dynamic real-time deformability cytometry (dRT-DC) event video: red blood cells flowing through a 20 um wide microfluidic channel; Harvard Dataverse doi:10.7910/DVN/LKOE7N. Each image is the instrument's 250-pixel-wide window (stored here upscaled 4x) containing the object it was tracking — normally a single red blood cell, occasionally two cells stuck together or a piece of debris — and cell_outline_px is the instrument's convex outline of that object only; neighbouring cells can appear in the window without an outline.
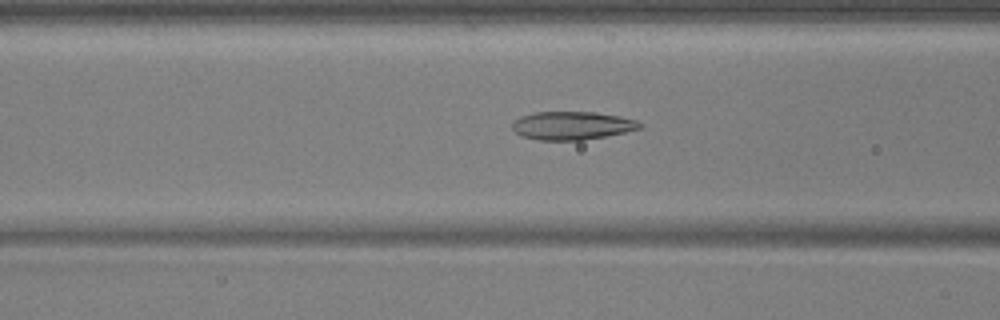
{"species": "common noctule bat (a hibernating species)", "species_latin": "Nyctalus noctula", "temperature_condition": "warm", "stored_images_in_passage": 42, "camera_frame_rate_fps": 3000, "um_per_image_px": 0.085, "animal": {"sex": "male", "body_mass_g": 17.9, "forearm_length_mm": 54.2}, "frame": {"image": 1, "passage_image": 10, "time_ms": 3.0, "image_size_px": [1000, 320], "cell_outline_px": [[644, 124], [640, 128], [624, 132], [604, 136], [580, 140], [540, 140], [520, 136], [512, 128], [512, 124], [520, 116], [536, 112], [596, 112], [620, 116], [636, 120]], "centroid_in_image_um": [48.62, 10.67], "position_along_channel_um": 118.0, "area_um2": 20.87}}
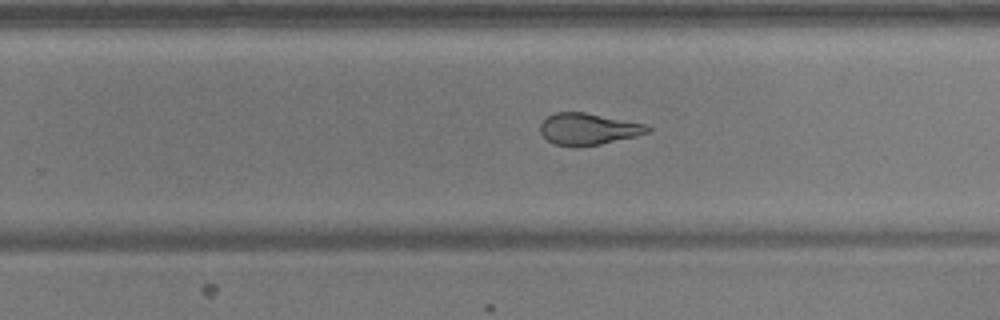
{"frame": {"image": 2, "passage_image": 23, "time_ms": 7.333, "image_size_px": [1000, 320], "cell_outline_px": [[652, 132], [636, 136], [600, 144], [556, 144], [548, 140], [540, 132], [540, 124], [548, 116], [556, 112], [584, 112], [644, 124], [652, 128]], "centroid_in_image_um": [50.03, 10.93], "position_along_channel_um": 279.8, "area_um2": 19.13}}
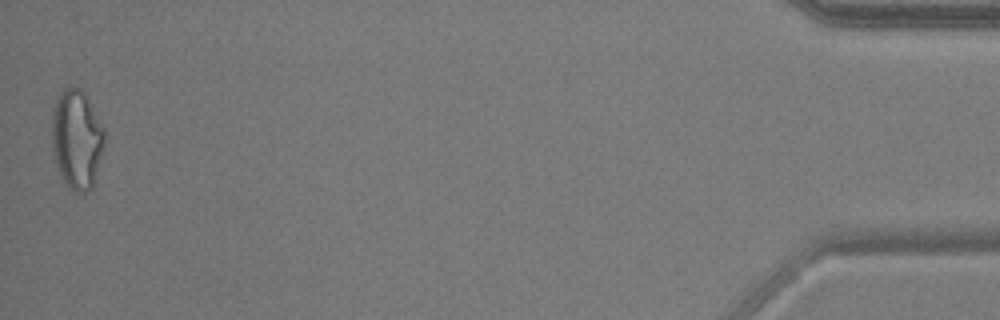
{"frame": {"image": 3, "passage_image": 42, "time_ms": 13.667, "image_size_px": [1000, 320], "cell_outline_px": [[104, 144], [92, 188], [84, 192], [76, 192], [68, 188], [60, 176], [52, 152], [52, 112], [56, 96], [64, 88], [80, 88], [84, 92], [104, 128]], "centroid_in_image_um": [6.5, 11.84], "position_along_channel_um": 428.7, "area_um2": 30.46}, "authors_computed_cell_mechanics": {"area_um2": 21.5883, "velocity_mm_per_s": 3.7377, "shape_relaxation_time_tau1_ms": null, "shape_relaxation_time_tau2_ms": 1.9133, "deformation_change_tau1": null, "deformation_change_tau2": 0.0964}}